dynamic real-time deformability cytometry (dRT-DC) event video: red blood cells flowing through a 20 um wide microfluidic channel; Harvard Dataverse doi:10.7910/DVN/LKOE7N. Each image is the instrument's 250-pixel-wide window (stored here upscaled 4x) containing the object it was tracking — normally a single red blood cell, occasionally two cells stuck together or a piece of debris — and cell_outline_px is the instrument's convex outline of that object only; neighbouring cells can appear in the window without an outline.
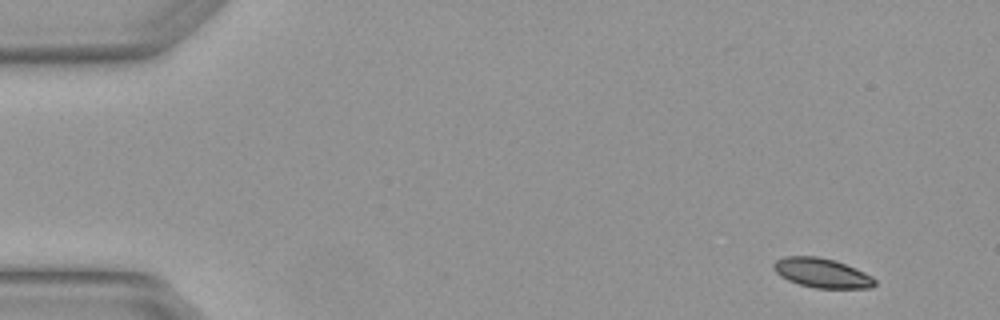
{"species": "Egyptian fruit bat (a non-hibernating species)", "species_latin": "Rousettus aegyptiacus", "temperature_condition": "warm", "stored_images_in_passage": 4, "camera_frame_rate_fps": 3000, "um_per_image_px": 0.085, "animal": {"sex": "female"}, "frame": {"image": 1, "passage_image": 1, "time_ms": 0.0, "image_size_px": [1000, 320], "cell_outline_px": [[876, 284], [872, 288], [816, 288], [800, 284], [788, 280], [780, 276], [772, 268], [772, 264], [776, 260], [784, 256], [816, 256], [832, 260], [844, 264], [864, 272], [872, 276], [876, 280]], "centroid_in_image_um": [69.84, 23.2], "position_along_channel_um": 15.2, "area_um2": 17.28}}
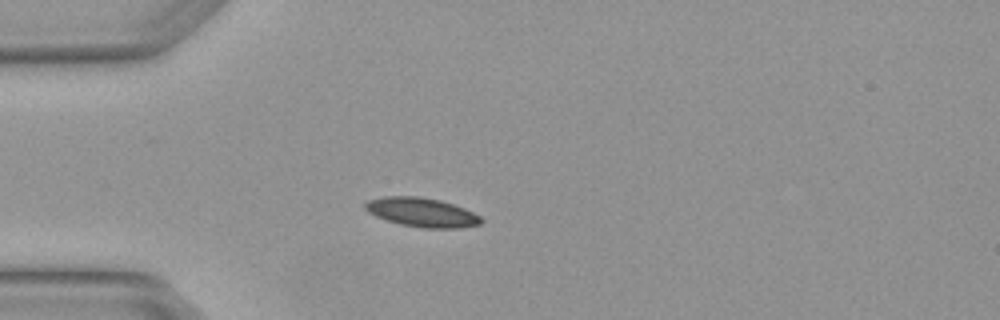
{"frame": {"image": 2, "passage_image": 4, "time_ms": 1.0, "image_size_px": [1000, 320], "cell_outline_px": [[484, 220], [480, 224], [460, 228], [424, 228], [400, 224], [376, 216], [368, 212], [364, 208], [364, 204], [368, 200], [384, 196], [416, 196], [440, 200], [464, 208], [480, 216]], "centroid_in_image_um": [35.85, 18.05], "position_along_channel_um": 49.1, "area_um2": 19.59}}